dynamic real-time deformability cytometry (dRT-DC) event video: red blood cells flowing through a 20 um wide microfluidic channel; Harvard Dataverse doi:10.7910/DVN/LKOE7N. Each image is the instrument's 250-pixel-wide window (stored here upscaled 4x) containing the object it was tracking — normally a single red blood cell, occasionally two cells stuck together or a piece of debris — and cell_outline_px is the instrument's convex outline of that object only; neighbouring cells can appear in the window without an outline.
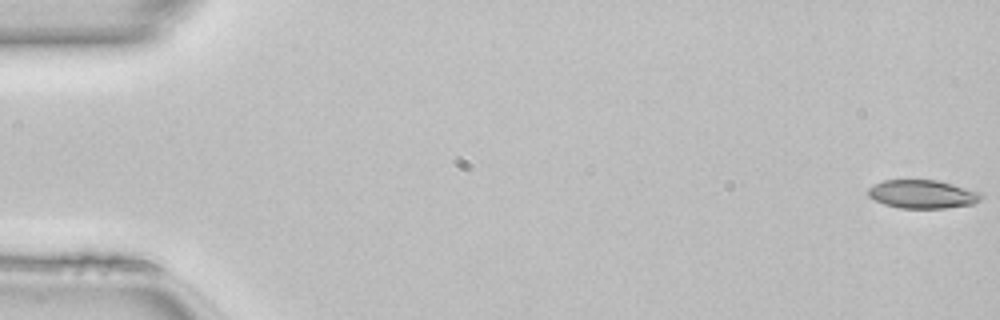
{"species": "common noctule bat (a hibernating species)", "species_latin": "Nyctalus noctula", "temperature_condition": "room temperature", "stored_images_in_passage": 50, "camera_frame_rate_fps": 3000, "um_per_image_px": 0.085, "animal": {"sex": "female", "body_mass_g": 22.7, "forearm_length_mm": 54.2}, "frame": {"image": 1, "passage_image": 1, "time_ms": 0.0, "image_size_px": [1000, 320], "cell_outline_px": [[984, 196], [980, 200], [972, 204], [944, 208], [900, 208], [884, 204], [868, 196], [868, 188], [884, 180], [936, 180], [984, 192]], "centroid_in_image_um": [78.46, 16.5], "position_along_channel_um": 6.5, "area_um2": 18.73}}
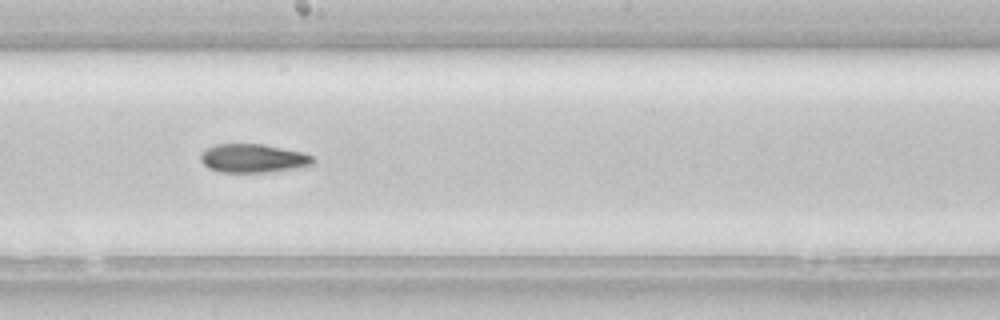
{"frame": {"image": 2, "passage_image": 28, "time_ms": 9.0, "image_size_px": [1000, 320], "cell_outline_px": [[312, 164], [304, 168], [268, 172], [220, 172], [208, 168], [200, 160], [200, 152], [216, 144], [264, 144], [304, 152], [312, 156]], "centroid_in_image_um": [21.53, 13.46], "position_along_channel_um": 226.7, "area_um2": 18.96}}
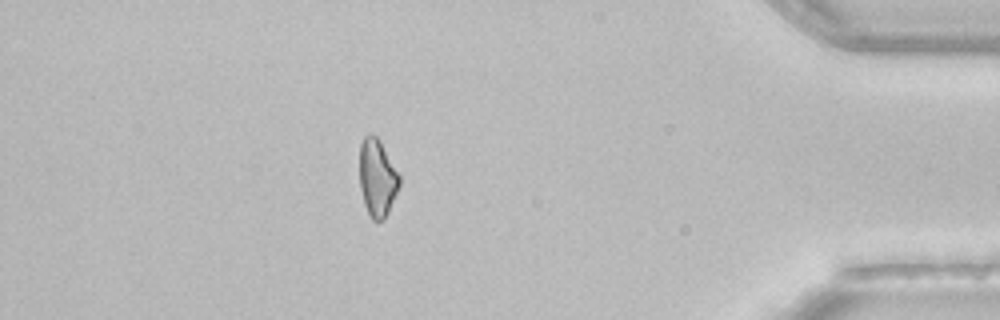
{"frame": {"image": 3, "passage_image": 44, "time_ms": 14.333, "image_size_px": [1000, 320], "cell_outline_px": [[400, 184], [388, 212], [384, 220], [372, 220], [364, 204], [360, 188], [360, 144], [364, 136], [376, 136], [380, 140], [400, 176]], "centroid_in_image_um": [32.06, 15.13], "position_along_channel_um": 403.1, "area_um2": 17.74}}